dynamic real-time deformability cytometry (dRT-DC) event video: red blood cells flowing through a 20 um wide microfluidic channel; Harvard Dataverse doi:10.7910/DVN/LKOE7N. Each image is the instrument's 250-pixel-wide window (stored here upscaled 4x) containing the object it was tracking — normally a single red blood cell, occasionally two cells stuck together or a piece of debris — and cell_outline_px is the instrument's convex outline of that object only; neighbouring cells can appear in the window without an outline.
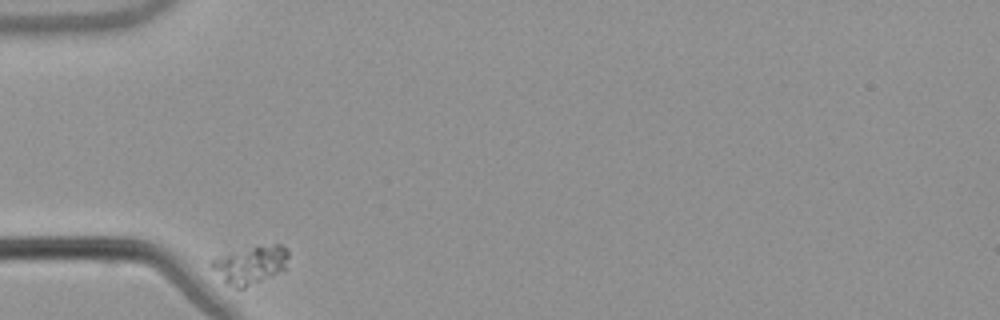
{"species": "common noctule bat (a hibernating species)", "species_latin": "Nyctalus noctula", "temperature_condition": "warm", "stored_images_in_passage": 35, "camera_frame_rate_fps": 3000, "um_per_image_px": 0.085, "animal": {"sex": "male", "body_mass_g": 21.5, "forearm_length_mm": 52.0}, "frame": {"image": 1, "passage_image": 1, "time_ms": 0.0, "image_size_px": [1000, 320], "cell_outline_px": [[288, 256], [284, 272], [244, 288], [236, 288], [224, 284], [208, 264], [208, 260], [216, 256], [256, 244], [280, 244], [288, 248]], "centroid_in_image_um": [21.25, 22.49], "position_along_channel_um": 63.7, "area_um2": 17.98}}
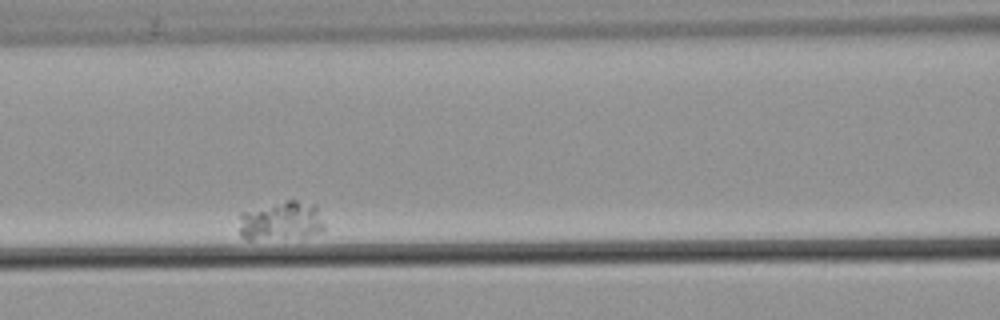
{"frame": {"image": 2, "passage_image": 11, "time_ms": 3.333, "image_size_px": [1000, 320], "cell_outline_px": [[324, 232], [304, 236], [252, 240], [248, 240], [240, 236], [240, 212], [288, 200], [296, 200], [316, 204], [324, 224]], "centroid_in_image_um": [23.91, 18.78], "position_along_channel_um": 142.7, "area_um2": 19.36}}
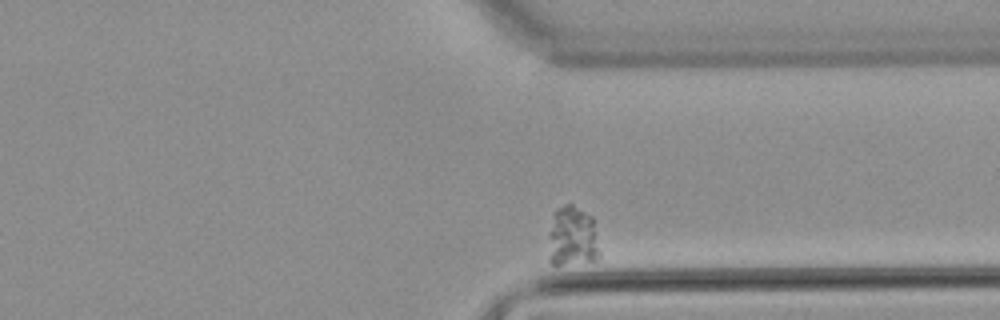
{"frame": {"image": 3, "passage_image": 34, "time_ms": 11.0, "image_size_px": [1000, 320], "cell_outline_px": [[600, 256], [596, 260], [560, 264], [552, 264], [548, 260], [548, 232], [556, 208], [564, 204], [572, 204], [592, 216], [600, 252]], "centroid_in_image_um": [48.63, 20.11], "position_along_channel_um": 362.8, "area_um2": 18.15}}